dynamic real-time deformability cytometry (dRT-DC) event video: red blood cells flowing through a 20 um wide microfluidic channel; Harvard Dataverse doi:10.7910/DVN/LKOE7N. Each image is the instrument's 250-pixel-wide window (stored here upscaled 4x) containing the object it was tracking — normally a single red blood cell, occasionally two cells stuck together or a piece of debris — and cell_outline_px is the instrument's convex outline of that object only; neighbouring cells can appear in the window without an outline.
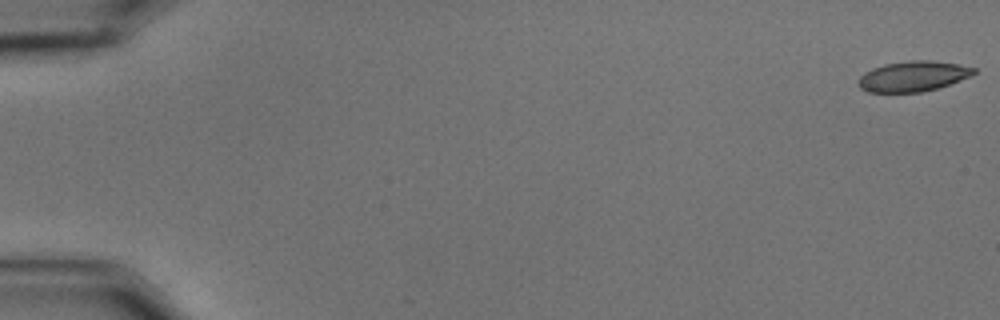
{"species": "common noctule bat (a hibernating species)", "species_latin": "Nyctalus noctula", "temperature_condition": "cold", "stored_images_in_passage": 59, "camera_frame_rate_fps": 3000, "um_per_image_px": 0.085, "animal": {"sex": "male", "body_mass_g": 15.6}, "frame": {"image": 1, "passage_image": 1, "time_ms": 0.0, "image_size_px": [1000, 320], "cell_outline_px": [[976, 72], [972, 76], [936, 88], [920, 92], [868, 92], [860, 88], [856, 84], [856, 80], [864, 72], [872, 68], [884, 64], [908, 60], [932, 60], [960, 64], [976, 68]], "centroid_in_image_um": [77.58, 6.47], "position_along_channel_um": 7.4, "area_um2": 20.63}}
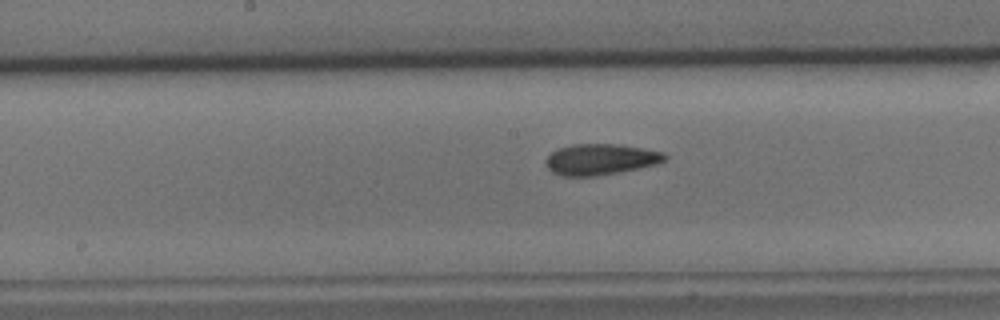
{"frame": {"image": 2, "passage_image": 31, "time_ms": 10.0, "image_size_px": [1000, 320], "cell_outline_px": [[668, 156], [664, 160], [656, 164], [596, 176], [564, 176], [552, 172], [544, 164], [544, 160], [556, 148], [572, 144], [620, 144], [664, 152]], "centroid_in_image_um": [51.0, 13.53], "position_along_channel_um": 197.2, "area_um2": 21.44}}
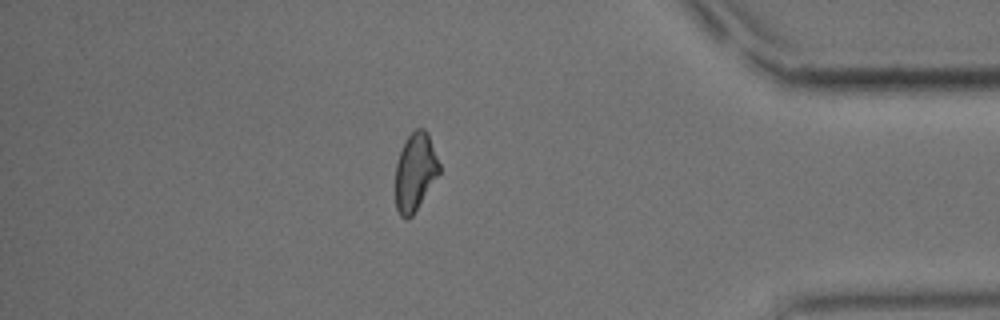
{"frame": {"image": 3, "passage_image": 51, "time_ms": 16.667, "image_size_px": [1000, 320], "cell_outline_px": [[440, 172], [412, 216], [408, 220], [400, 216], [396, 208], [396, 164], [400, 152], [408, 136], [416, 128], [424, 128], [428, 132], [440, 164]], "centroid_in_image_um": [35.3, 14.61], "position_along_channel_um": 399.9, "area_um2": 19.77}, "authors_computed_cell_mechanics": {"area_um2": 21.0392, "velocity_mm_per_s": 3.4847, "shape_relaxation_time_tau1_ms": 6.7504, "shape_relaxation_time_tau2_ms": 3.7169, "deformation_change_tau1": 0.1355, "deformation_change_tau2": 0.1072}}